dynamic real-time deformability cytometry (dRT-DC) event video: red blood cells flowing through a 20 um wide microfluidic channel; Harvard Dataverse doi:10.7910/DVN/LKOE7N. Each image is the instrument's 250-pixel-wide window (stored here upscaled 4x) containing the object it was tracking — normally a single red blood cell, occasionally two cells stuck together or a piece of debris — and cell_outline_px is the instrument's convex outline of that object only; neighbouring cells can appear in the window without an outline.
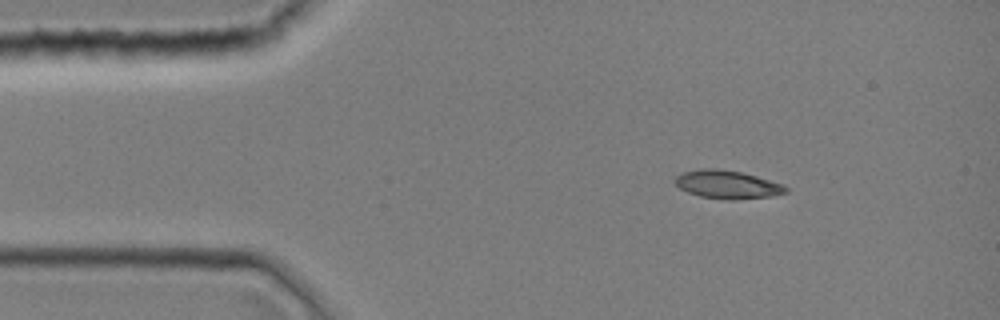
{"species": "common noctule bat (a hibernating species)", "species_latin": "Nyctalus noctula", "temperature_condition": "room temperature", "stored_images_in_passage": 38, "camera_frame_rate_fps": 3000, "um_per_image_px": 0.085, "animal": {"sex": "female", "body_mass_g": 19.0, "forearm_length_mm": 51.5}, "frame": {"image": 1, "passage_image": 1, "time_ms": 0.0, "image_size_px": [1000, 320], "cell_outline_px": [[788, 192], [772, 196], [732, 200], [728, 200], [700, 196], [688, 192], [680, 188], [672, 180], [680, 172], [700, 168], [720, 168], [740, 172], [756, 176], [784, 184], [788, 188]], "centroid_in_image_um": [61.8, 15.67], "position_along_channel_um": 23.2, "area_um2": 18.44}}
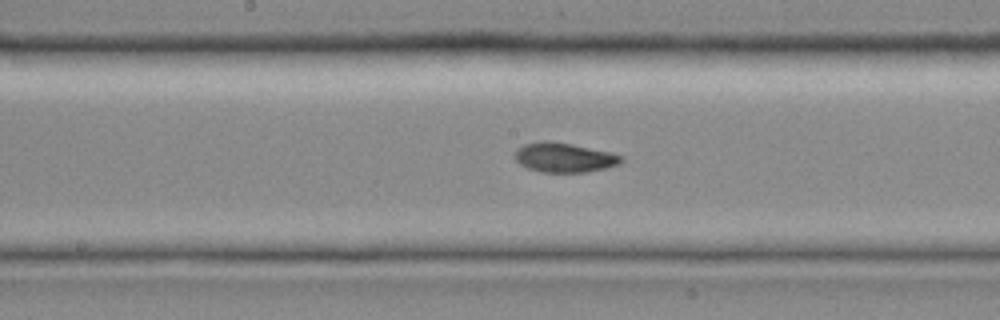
{"frame": {"image": 2, "passage_image": 17, "time_ms": 5.333, "image_size_px": [1000, 320], "cell_outline_px": [[624, 160], [620, 164], [588, 172], [540, 172], [528, 168], [520, 164], [512, 156], [516, 148], [524, 144], [540, 140], [552, 140], [572, 144], [608, 152], [624, 156]], "centroid_in_image_um": [47.91, 13.37], "position_along_channel_um": 200.3, "area_um2": 18.55}}
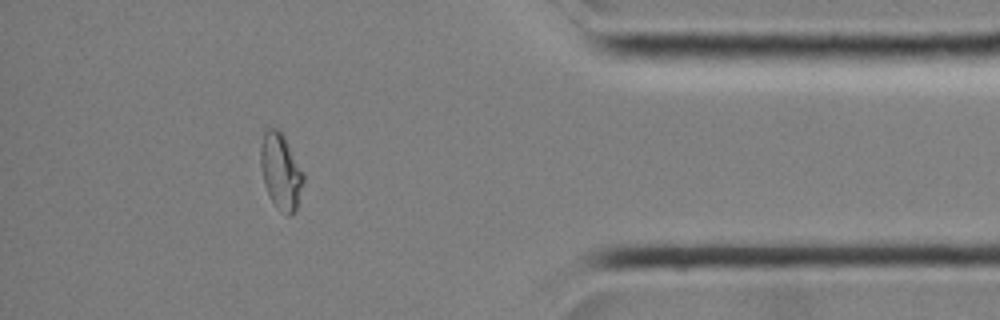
{"frame": {"image": 3, "passage_image": 33, "time_ms": 10.667, "image_size_px": [1000, 320], "cell_outline_px": [[304, 180], [296, 208], [288, 216], [276, 208], [264, 184], [260, 164], [260, 148], [264, 132], [268, 128], [276, 128], [284, 136], [304, 172]], "centroid_in_image_um": [23.86, 14.55], "position_along_channel_um": 411.3, "area_um2": 18.79}}